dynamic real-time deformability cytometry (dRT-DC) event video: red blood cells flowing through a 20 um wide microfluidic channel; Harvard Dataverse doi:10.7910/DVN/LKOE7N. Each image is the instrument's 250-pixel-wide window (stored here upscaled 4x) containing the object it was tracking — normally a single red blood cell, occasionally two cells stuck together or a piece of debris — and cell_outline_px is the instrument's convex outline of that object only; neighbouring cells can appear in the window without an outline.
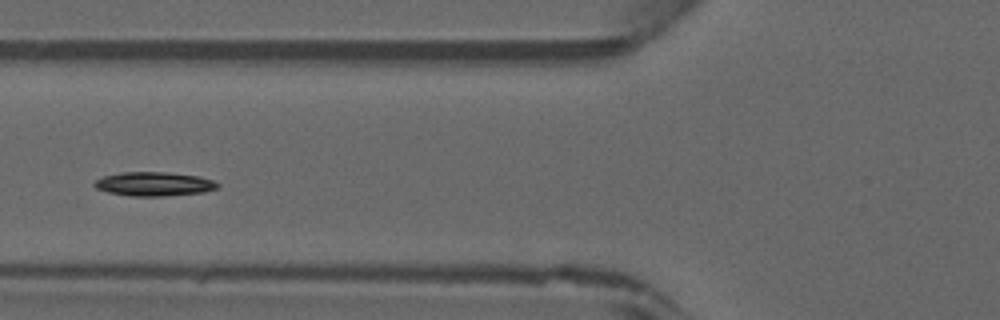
{"species": "common noctule bat (a hibernating species)", "species_latin": "Nyctalus noctula", "temperature_condition": "warm", "stored_images_in_passage": 42, "camera_frame_rate_fps": 3000, "um_per_image_px": 0.085, "animal": {"sex": "male", "forearm_length_mm": 52.5}, "frame": {"image": 1, "passage_image": 14, "time_ms": 4.333, "image_size_px": [1000, 320], "cell_outline_px": [[220, 184], [216, 188], [204, 192], [164, 196], [132, 196], [108, 192], [96, 188], [92, 184], [96, 180], [104, 176], [124, 172], [164, 172], [200, 176], [212, 180]], "centroid_in_image_um": [13.09, 15.64], "position_along_channel_um": 112.7, "area_um2": 17.11}}